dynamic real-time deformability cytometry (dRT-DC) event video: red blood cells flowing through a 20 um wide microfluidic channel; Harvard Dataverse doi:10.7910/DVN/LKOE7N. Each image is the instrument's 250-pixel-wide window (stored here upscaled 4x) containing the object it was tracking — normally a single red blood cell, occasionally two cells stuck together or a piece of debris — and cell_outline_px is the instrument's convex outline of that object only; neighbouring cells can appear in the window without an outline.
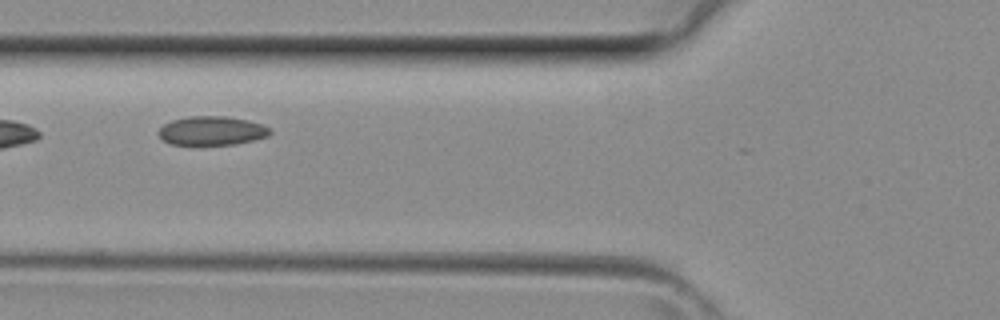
{"species": "common noctule bat (a hibernating species)", "species_latin": "Nyctalus noctula", "temperature_condition": "room temperature", "stored_images_in_passage": 6, "camera_frame_rate_fps": 3000, "um_per_image_px": 0.085, "animal": {"sex": "female", "body_mass_g": 29.2, "forearm_length_mm": 56.3}, "frame": {"image": 1, "passage_image": 6, "time_ms": 1.667, "image_size_px": [1000, 320], "cell_outline_px": [[272, 132], [268, 136], [236, 144], [172, 144], [164, 140], [156, 132], [164, 124], [172, 120], [188, 116], [224, 116], [248, 120], [264, 124], [272, 128]], "centroid_in_image_um": [18.04, 11.1], "position_along_channel_um": 107.8, "area_um2": 18.79}}